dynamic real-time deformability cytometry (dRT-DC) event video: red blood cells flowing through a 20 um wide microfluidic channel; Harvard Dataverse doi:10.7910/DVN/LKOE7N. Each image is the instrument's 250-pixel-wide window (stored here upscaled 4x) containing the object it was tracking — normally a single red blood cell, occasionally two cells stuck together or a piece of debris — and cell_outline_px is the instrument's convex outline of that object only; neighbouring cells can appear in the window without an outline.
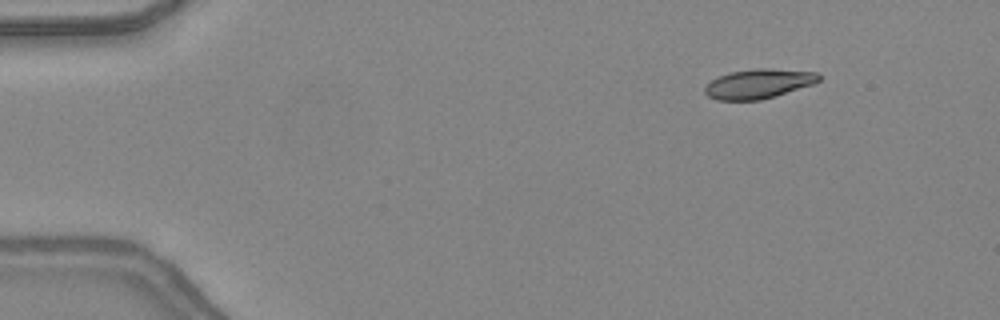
{"species": "common noctule bat (a hibernating species)", "species_latin": "Nyctalus noctula", "temperature_condition": "warm", "stored_images_in_passage": 47, "camera_frame_rate_fps": 3000, "um_per_image_px": 0.085, "animal": {"sex": "female", "body_mass_g": 24.6, "forearm_length_mm": 56.2}, "frame": {"image": 1, "passage_image": 6, "time_ms": 1.667, "image_size_px": [1000, 320], "cell_outline_px": [[820, 80], [812, 84], [760, 100], [716, 100], [708, 96], [704, 92], [704, 88], [712, 80], [728, 72], [756, 68], [768, 68], [816, 72], [820, 76]], "centroid_in_image_um": [64.44, 7.11], "position_along_channel_um": 20.6, "area_um2": 19.36}}
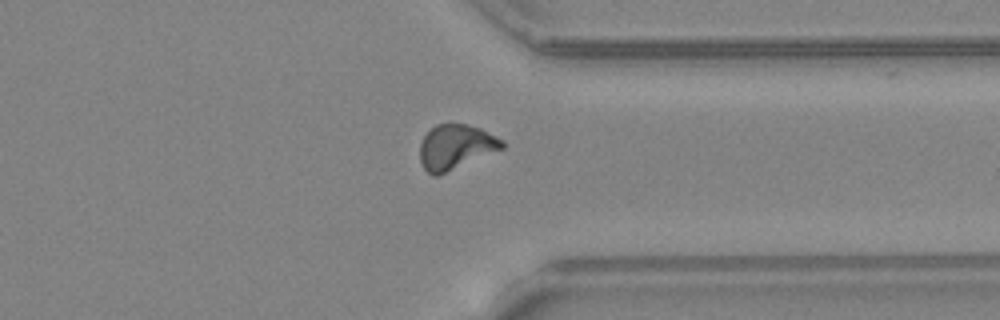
{"frame": {"image": 2, "passage_image": 37, "time_ms": 12.0, "image_size_px": [1000, 320], "cell_outline_px": [[504, 148], [440, 176], [432, 176], [424, 168], [420, 160], [420, 144], [424, 136], [436, 124], [468, 124], [480, 128], [504, 140]], "centroid_in_image_um": [38.74, 12.51], "position_along_channel_um": 372.7, "area_um2": 21.62}}
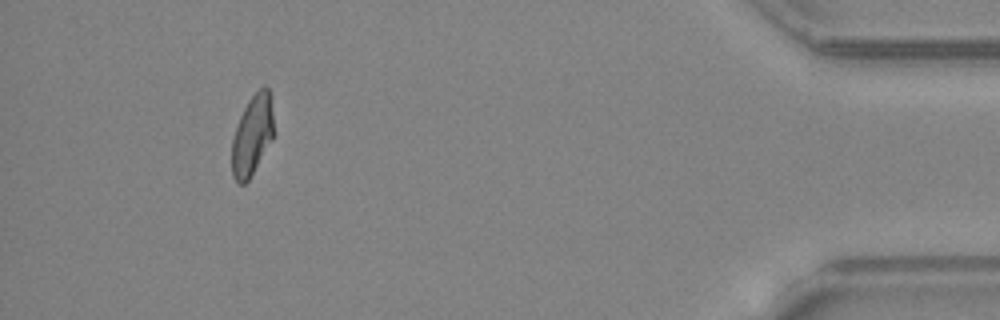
{"frame": {"image": 3, "passage_image": 44, "time_ms": 14.333, "image_size_px": [1000, 320], "cell_outline_px": [[276, 132], [248, 180], [244, 184], [240, 184], [232, 176], [232, 140], [236, 124], [248, 100], [264, 84], [268, 88]], "centroid_in_image_um": [21.45, 11.47], "position_along_channel_um": 413.8, "area_um2": 19.54}, "authors_computed_cell_mechanics": {"area_um2": 20.3456, "velocity_mm_per_s": 4.3855, "shape_relaxation_time_tau1_ms": 8.266, "shape_relaxation_time_tau2_ms": 2.4758, "deformation_change_tau1": 0.2661, "deformation_change_tau2": 0.0994}}